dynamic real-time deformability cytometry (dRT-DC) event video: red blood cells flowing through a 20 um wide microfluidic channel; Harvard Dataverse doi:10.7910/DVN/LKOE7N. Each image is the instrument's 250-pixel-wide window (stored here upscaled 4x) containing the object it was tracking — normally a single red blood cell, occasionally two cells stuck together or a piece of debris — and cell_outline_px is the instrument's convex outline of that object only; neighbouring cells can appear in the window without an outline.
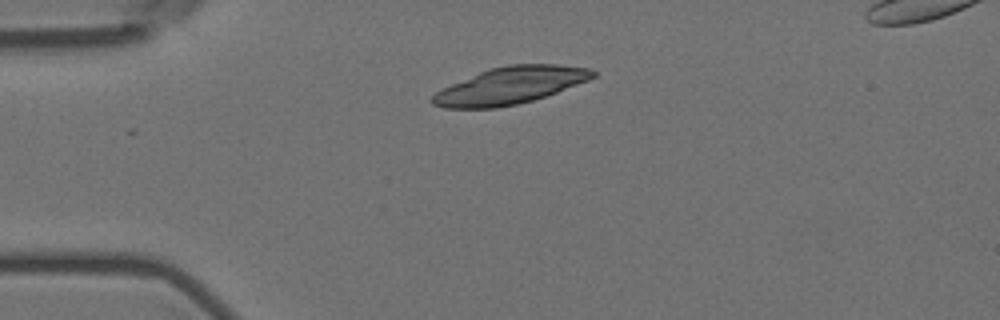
{"species": "Egyptian fruit bat (a non-hibernating species)", "species_latin": "Rousettus aegyptiacus", "temperature_condition": "room temperature", "stored_images_in_passage": 8, "camera_frame_rate_fps": 3000, "um_per_image_px": 0.085, "animal": {"sex": "female"}, "frame": {"image": 1, "passage_image": 1, "time_ms": 0.0, "image_size_px": [1000, 320], "cell_outline_px": [[596, 76], [588, 80], [556, 92], [532, 100], [516, 104], [496, 108], [444, 108], [432, 104], [428, 100], [436, 92], [452, 84], [488, 68], [508, 64], [560, 64], [592, 68], [596, 72]], "centroid_in_image_um": [43.37, 7.26], "position_along_channel_um": 41.6, "area_um2": 34.51}}